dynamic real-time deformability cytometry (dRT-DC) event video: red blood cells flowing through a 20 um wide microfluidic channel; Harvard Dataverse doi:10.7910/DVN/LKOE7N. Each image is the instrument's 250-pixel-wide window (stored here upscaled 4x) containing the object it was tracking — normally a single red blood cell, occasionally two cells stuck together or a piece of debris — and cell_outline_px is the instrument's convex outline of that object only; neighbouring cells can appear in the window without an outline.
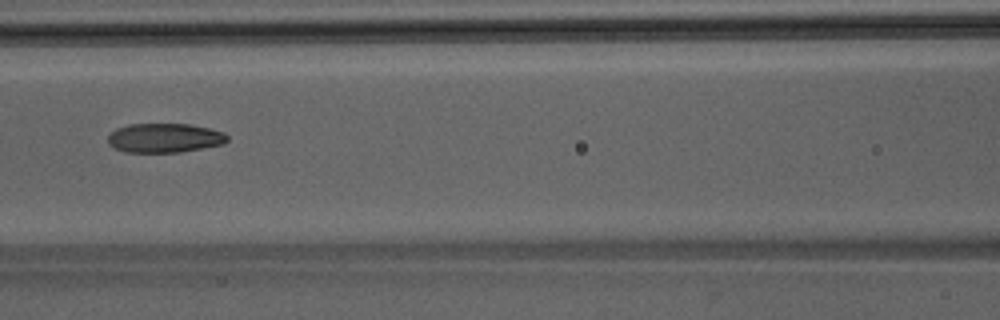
{"species": "Egyptian fruit bat (a non-hibernating species)", "species_latin": "Rousettus aegyptiacus", "temperature_condition": "room temperature", "stored_images_in_passage": 48, "camera_frame_rate_fps": 3000, "um_per_image_px": 0.085, "animal": {"sex": "male"}, "frame": {"image": 1, "passage_image": 22, "time_ms": 7.0, "image_size_px": [1000, 320], "cell_outline_px": [[228, 140], [224, 144], [180, 152], [124, 152], [108, 144], [108, 136], [116, 128], [128, 124], [188, 124], [208, 128], [224, 132], [228, 136]], "centroid_in_image_um": [13.99, 11.72], "position_along_channel_um": 152.6, "area_um2": 20.35}}
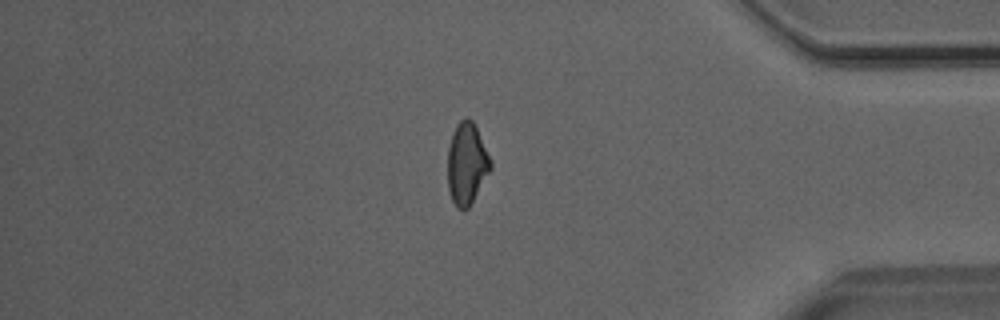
{"frame": {"image": 2, "passage_image": 41, "time_ms": 13.333, "image_size_px": [1000, 320], "cell_outline_px": [[492, 168], [468, 208], [464, 212], [456, 208], [452, 200], [448, 188], [448, 148], [452, 132], [456, 124], [464, 116], [468, 116], [472, 120], [492, 160]], "centroid_in_image_um": [39.67, 13.9], "position_along_channel_um": 395.5, "area_um2": 20.63}}
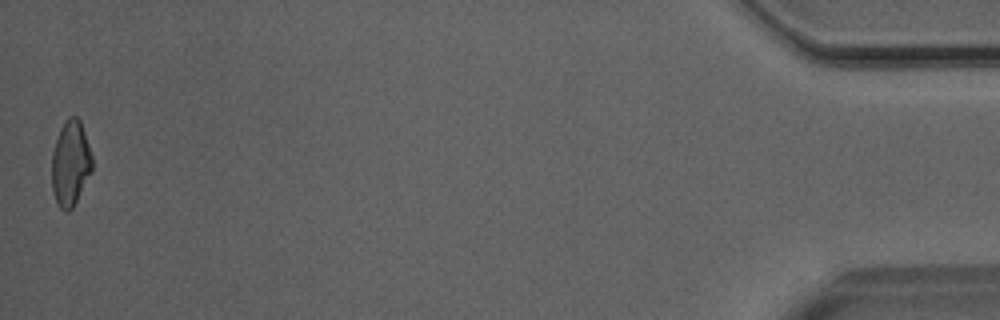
{"frame": {"image": 3, "passage_image": 48, "time_ms": 15.667, "image_size_px": [1000, 320], "cell_outline_px": [[92, 172], [72, 208], [68, 212], [60, 208], [56, 204], [52, 192], [52, 152], [60, 128], [64, 120], [68, 116], [76, 116], [80, 120], [92, 156]], "centroid_in_image_um": [5.98, 13.89], "position_along_channel_um": 429.2, "area_um2": 20.17}}